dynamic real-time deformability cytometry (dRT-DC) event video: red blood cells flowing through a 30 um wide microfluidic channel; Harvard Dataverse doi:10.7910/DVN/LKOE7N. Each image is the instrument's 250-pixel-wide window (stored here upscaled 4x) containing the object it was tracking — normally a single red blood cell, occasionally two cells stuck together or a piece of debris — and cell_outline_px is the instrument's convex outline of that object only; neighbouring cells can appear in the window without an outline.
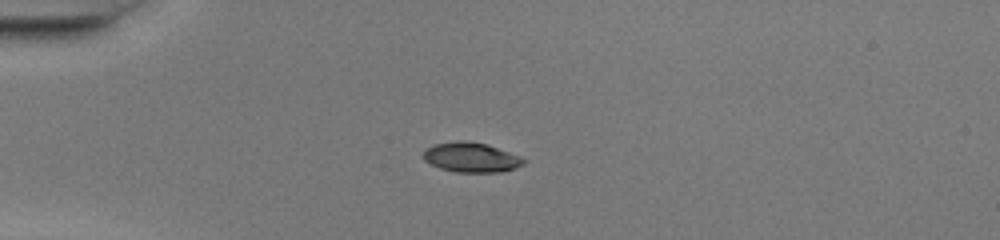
{"species": "common noctule bat (a hibernating species)", "species_latin": "Nyctalus noctula", "temperature_condition": "warm", "stored_images_in_passage": 37, "camera_frame_rate_fps": 3000, "um_per_image_px": 0.085, "animal": {"sex": "female", "body_mass_g": 20.0, "forearm_length_mm": 54.0}, "frame": {"image": 1, "passage_image": 1, "time_ms": 0.0, "image_size_px": [1000, 240], "cell_outline_px": [[528, 160], [524, 164], [516, 168], [500, 172], [456, 172], [440, 168], [424, 160], [420, 156], [424, 148], [432, 144], [456, 140], [460, 140], [488, 144], [520, 156]], "centroid_in_image_um": [40.02, 13.36], "position_along_channel_um": 45.0, "area_um2": 17.74}}
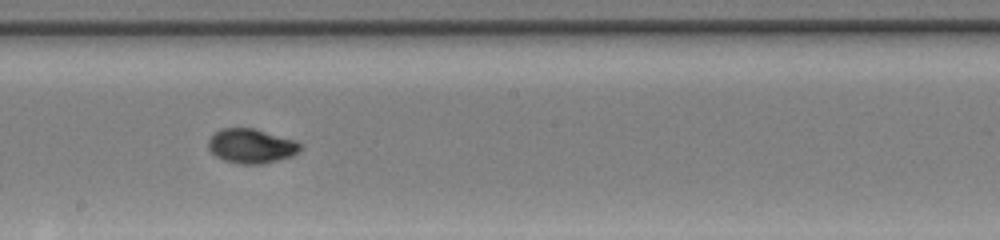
{"frame": {"image": 2, "passage_image": 16, "time_ms": 5.0, "image_size_px": [1000, 240], "cell_outline_px": [[304, 148], [292, 156], [260, 164], [240, 164], [224, 160], [216, 156], [208, 148], [208, 140], [220, 128], [252, 128], [296, 140], [304, 144]], "centroid_in_image_um": [21.4, 12.41], "position_along_channel_um": 226.8, "area_um2": 18.5}}
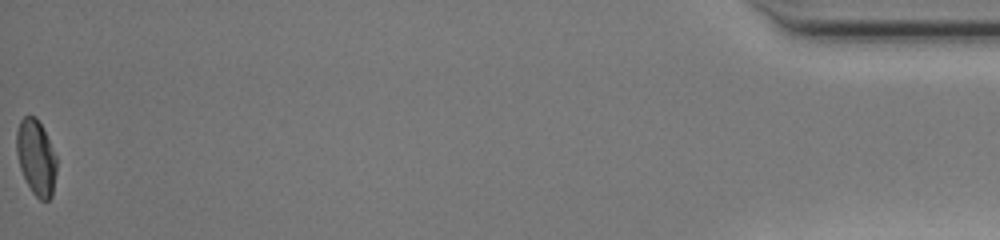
{"frame": {"image": 3, "passage_image": 37, "time_ms": 12.0, "image_size_px": [1000, 240], "cell_outline_px": [[56, 172], [52, 196], [48, 200], [40, 200], [32, 192], [20, 168], [16, 152], [16, 132], [20, 120], [24, 116], [36, 116], [56, 156]], "centroid_in_image_um": [3.05, 13.38], "position_along_channel_um": 432.1, "area_um2": 17.4}, "authors_computed_cell_mechanics": {"area_um2": 17.8024, "velocity_mm_per_s": 4.2479, "shape_relaxation_time_tau1_ms": 2.9367, "shape_relaxation_time_tau2_ms": 0.827, "deformation_change_tau1": 0.1654, "deformation_change_tau2": 0.0308}}